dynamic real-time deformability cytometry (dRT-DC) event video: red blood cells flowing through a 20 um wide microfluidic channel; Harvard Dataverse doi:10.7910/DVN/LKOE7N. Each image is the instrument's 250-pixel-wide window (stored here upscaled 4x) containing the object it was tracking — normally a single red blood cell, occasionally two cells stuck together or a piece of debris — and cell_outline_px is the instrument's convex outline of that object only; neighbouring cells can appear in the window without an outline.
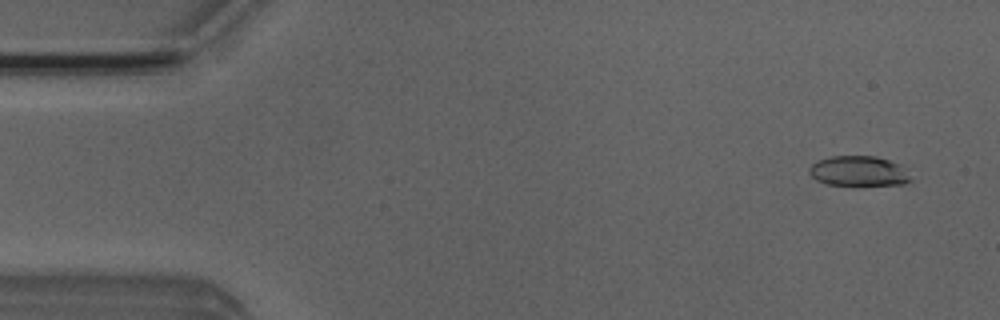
{"species": "Egyptian fruit bat (a non-hibernating species)", "species_latin": "Rousettus aegyptiacus", "temperature_condition": "room temperature", "stored_images_in_passage": 17, "camera_frame_rate_fps": 3000, "um_per_image_px": 0.085, "animal": {"sex": "male"}, "frame": {"image": 1, "passage_image": 3, "time_ms": 0.667, "image_size_px": [1000, 320], "cell_outline_px": [[912, 180], [904, 184], [864, 188], [828, 184], [816, 180], [808, 172], [808, 168], [816, 160], [832, 156], [876, 156], [888, 160], [896, 164]], "centroid_in_image_um": [72.92, 14.6], "position_along_channel_um": 12.1, "area_um2": 18.32}}
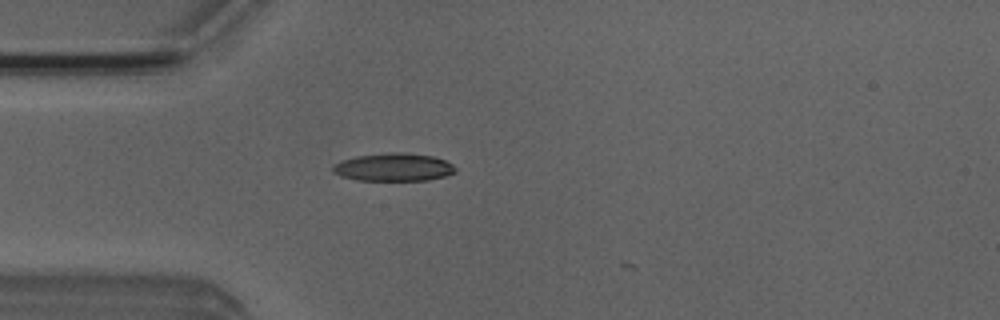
{"frame": {"image": 2, "passage_image": 14, "time_ms": 4.333, "image_size_px": [1000, 320], "cell_outline_px": [[456, 172], [444, 176], [428, 180], [356, 180], [340, 176], [332, 172], [332, 168], [340, 160], [356, 156], [388, 152], [400, 152], [432, 156], [444, 160], [452, 164], [456, 168]], "centroid_in_image_um": [33.43, 14.21], "position_along_channel_um": 51.6, "area_um2": 19.94}}